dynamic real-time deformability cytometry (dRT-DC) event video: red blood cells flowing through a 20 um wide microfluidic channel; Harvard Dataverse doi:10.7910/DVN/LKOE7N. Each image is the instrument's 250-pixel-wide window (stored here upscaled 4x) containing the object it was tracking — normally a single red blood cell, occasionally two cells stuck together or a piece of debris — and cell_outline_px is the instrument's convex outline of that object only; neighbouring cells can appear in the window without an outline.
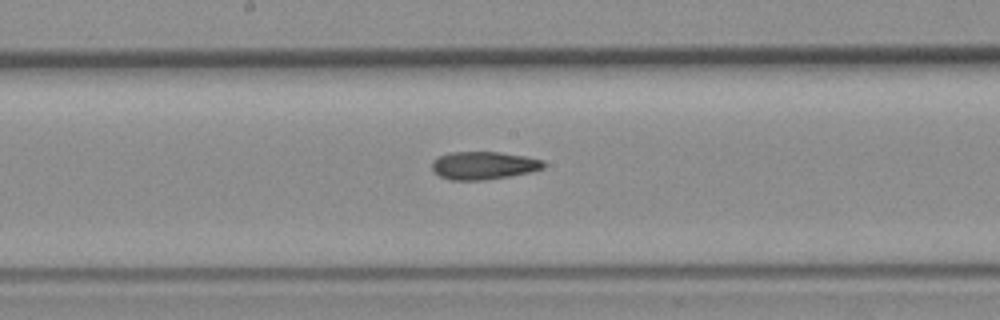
{"species": "common noctule bat (a hibernating species)", "species_latin": "Nyctalus noctula", "temperature_condition": "room temperature", "stored_images_in_passage": 6, "camera_frame_rate_fps": 3000, "um_per_image_px": 0.085, "animal": {"sex": "female", "body_mass_g": 19.3, "forearm_length_mm": 54.1}, "frame": {"image": 1, "passage_image": 6, "time_ms": 1.667, "image_size_px": [1000, 320], "cell_outline_px": [[544, 168], [528, 172], [508, 176], [484, 180], [448, 180], [432, 172], [432, 160], [436, 156], [448, 152], [500, 152], [524, 156], [544, 160]], "centroid_in_image_um": [41.03, 14.06], "position_along_channel_um": 207.2, "area_um2": 18.26}}